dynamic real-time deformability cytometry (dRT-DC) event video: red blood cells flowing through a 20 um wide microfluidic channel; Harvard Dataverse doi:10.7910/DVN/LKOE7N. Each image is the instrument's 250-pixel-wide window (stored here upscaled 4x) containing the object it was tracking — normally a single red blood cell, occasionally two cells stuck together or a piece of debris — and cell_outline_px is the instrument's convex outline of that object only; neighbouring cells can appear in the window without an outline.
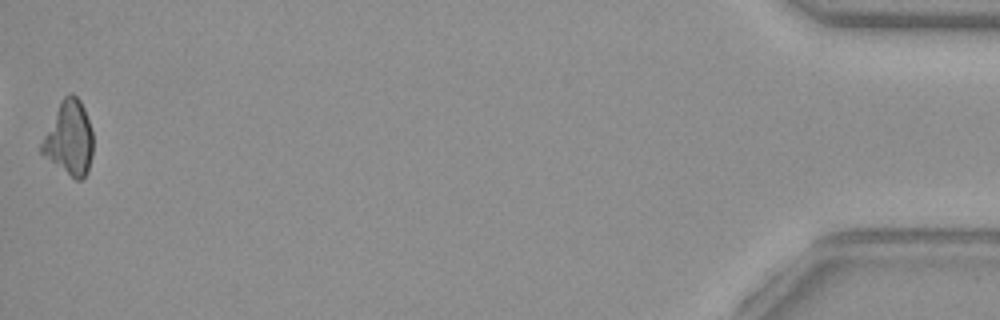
{"species": "common noctule bat (a hibernating species)", "species_latin": "Nyctalus noctula", "temperature_condition": "warm", "stored_images_in_passage": 43, "camera_frame_rate_fps": 3000, "um_per_image_px": 0.085, "animal": {"sex": "female", "body_mass_g": 29.2, "forearm_length_mm": 56.3}, "frame": {"image": 1, "passage_image": 43, "time_ms": 14.0, "image_size_px": [1000, 320], "cell_outline_px": [[92, 156], [88, 172], [80, 180], [76, 180], [40, 152], [40, 144], [60, 100], [64, 96], [72, 92], [80, 100], [84, 108], [92, 132]], "centroid_in_image_um": [5.89, 11.73], "position_along_channel_um": 429.3, "area_um2": 21.91}}